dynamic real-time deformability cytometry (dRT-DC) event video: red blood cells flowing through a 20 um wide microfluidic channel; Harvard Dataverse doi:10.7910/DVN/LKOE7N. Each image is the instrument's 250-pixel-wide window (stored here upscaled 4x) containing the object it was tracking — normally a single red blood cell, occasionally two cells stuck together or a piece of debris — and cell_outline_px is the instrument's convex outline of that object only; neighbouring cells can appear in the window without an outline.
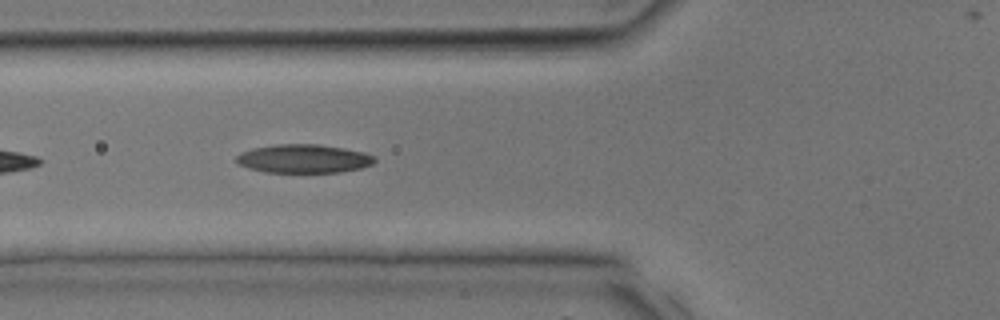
{"species": "common noctule bat (a hibernating species)", "species_latin": "Nyctalus noctula", "temperature_condition": "room temperature", "stored_images_in_passage": 12, "camera_frame_rate_fps": 3000, "um_per_image_px": 0.085, "animal": {"sex": "male", "body_mass_g": 17.9, "forearm_length_mm": 54.2}, "frame": {"image": 1, "passage_image": 11, "time_ms": 3.333, "image_size_px": [1000, 320], "cell_outline_px": [[376, 160], [372, 164], [360, 168], [340, 172], [268, 172], [248, 168], [240, 164], [236, 160], [236, 156], [240, 152], [252, 148], [276, 144], [320, 144], [344, 148], [364, 152], [372, 156]], "centroid_in_image_um": [25.79, 13.48], "position_along_channel_um": 100.0, "area_um2": 22.95}}